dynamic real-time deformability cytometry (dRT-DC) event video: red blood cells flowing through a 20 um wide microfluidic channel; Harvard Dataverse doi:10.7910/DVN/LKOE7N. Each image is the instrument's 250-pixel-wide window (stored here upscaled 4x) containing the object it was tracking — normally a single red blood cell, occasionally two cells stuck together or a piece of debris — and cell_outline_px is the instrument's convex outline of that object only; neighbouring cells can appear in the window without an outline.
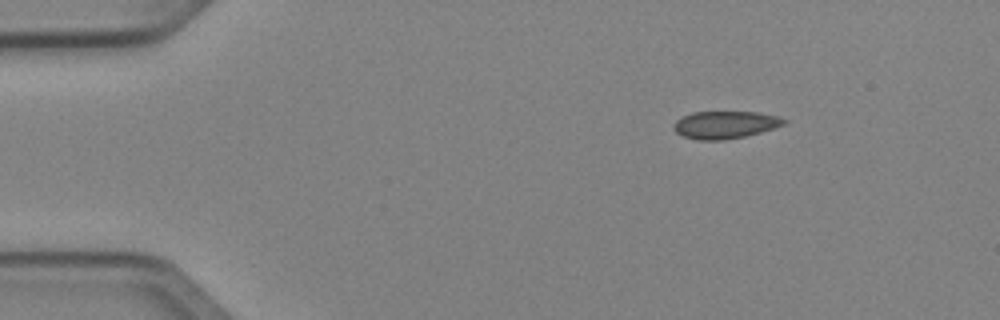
{"species": "Egyptian fruit bat (a non-hibernating species)", "species_latin": "Rousettus aegyptiacus", "temperature_condition": "cold", "stored_images_in_passage": 44, "camera_frame_rate_fps": 3000, "um_per_image_px": 0.085, "animal": {"sex": "female"}, "frame": {"image": 1, "passage_image": 1, "time_ms": 0.0, "image_size_px": [1000, 320], "cell_outline_px": [[788, 120], [784, 124], [760, 132], [744, 136], [724, 140], [696, 140], [684, 136], [676, 132], [672, 128], [672, 124], [680, 116], [692, 112], [756, 112], [776, 116]], "centroid_in_image_um": [61.56, 10.6], "position_along_channel_um": 23.4, "area_um2": 17.63}}
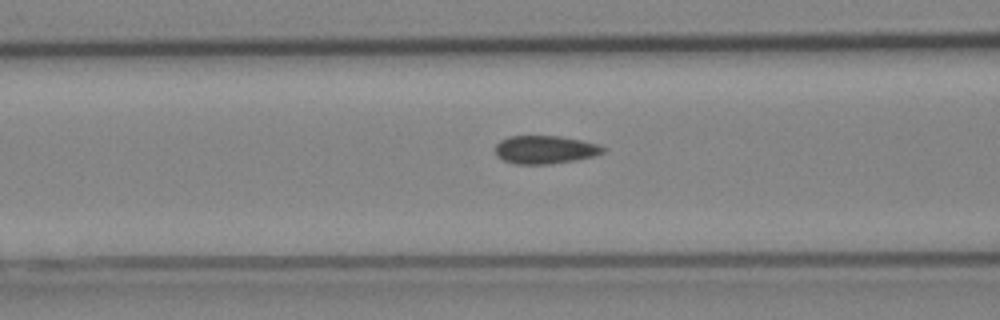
{"frame": {"image": 2, "passage_image": 14, "time_ms": 4.333, "image_size_px": [1000, 320], "cell_outline_px": [[608, 148], [604, 152], [592, 156], [576, 160], [548, 164], [516, 164], [504, 160], [496, 156], [496, 144], [500, 140], [508, 136], [560, 136], [600, 144]], "centroid_in_image_um": [46.34, 12.71], "position_along_channel_um": 120.3, "area_um2": 17.74}}
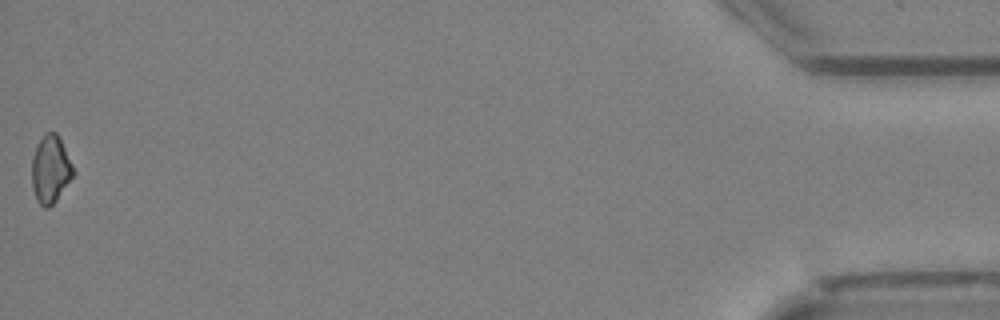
{"frame": {"image": 3, "passage_image": 44, "time_ms": 14.333, "image_size_px": [1000, 320], "cell_outline_px": [[76, 172], [56, 200], [48, 208], [44, 208], [36, 200], [32, 188], [32, 156], [36, 144], [44, 132], [56, 132]], "centroid_in_image_um": [4.27, 14.39], "position_along_channel_um": 430.9, "area_um2": 16.36}}